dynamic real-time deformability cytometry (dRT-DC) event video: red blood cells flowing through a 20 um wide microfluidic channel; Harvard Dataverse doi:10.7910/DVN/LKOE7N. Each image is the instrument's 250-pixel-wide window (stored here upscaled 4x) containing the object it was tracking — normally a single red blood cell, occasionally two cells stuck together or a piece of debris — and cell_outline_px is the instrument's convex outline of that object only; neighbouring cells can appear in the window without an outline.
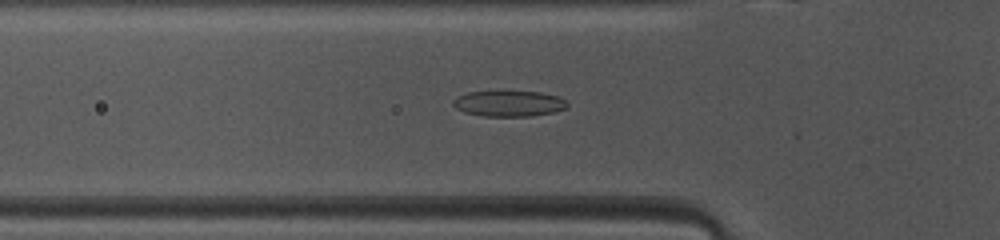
{"species": "common noctule bat (a hibernating species)", "species_latin": "Nyctalus noctula", "temperature_condition": "warm", "stored_images_in_passage": 47, "camera_frame_rate_fps": 3000, "um_per_image_px": 0.085, "animal": {"sex": "female", "body_mass_g": 10.0, "forearm_length_mm": 53.1}, "frame": {"image": 1, "passage_image": 14, "time_ms": 4.333, "image_size_px": [1000, 240], "cell_outline_px": [[568, 104], [564, 108], [556, 112], [528, 116], [484, 116], [464, 112], [456, 108], [452, 104], [452, 100], [456, 96], [468, 92], [540, 92], [560, 96]], "centroid_in_image_um": [43.24, 8.8], "position_along_channel_um": 82.6, "area_um2": 17.05}}
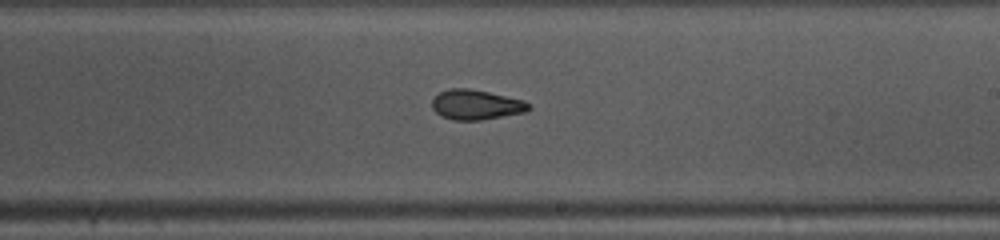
{"frame": {"image": 2, "passage_image": 26, "time_ms": 8.333, "image_size_px": [1000, 240], "cell_outline_px": [[532, 108], [524, 112], [480, 120], [452, 120], [440, 116], [432, 108], [432, 100], [440, 92], [448, 88], [468, 88], [488, 92], [524, 100]], "centroid_in_image_um": [40.43, 8.9], "position_along_channel_um": 248.6, "area_um2": 16.76}}
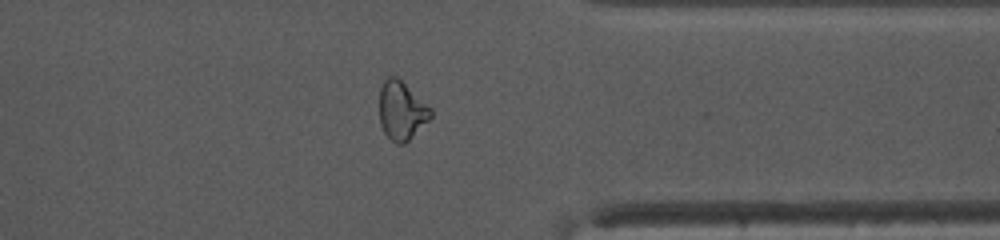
{"frame": {"image": 3, "passage_image": 36, "time_ms": 11.667, "image_size_px": [1000, 240], "cell_outline_px": [[432, 116], [404, 144], [396, 144], [384, 132], [380, 124], [380, 88], [384, 80], [388, 76], [396, 76], [432, 108]], "centroid_in_image_um": [34.13, 9.39], "position_along_channel_um": 377.3, "area_um2": 17.28}, "authors_computed_cell_mechanics": {"area_um2": 17.7446, "velocity_mm_per_s": 4.1311, "shape_relaxation_time_tau1_ms": 8.7289, "shape_relaxation_time_tau2_ms": 5.2166, "deformation_change_tau1": 0.222, "deformation_change_tau2": 0.1028}}